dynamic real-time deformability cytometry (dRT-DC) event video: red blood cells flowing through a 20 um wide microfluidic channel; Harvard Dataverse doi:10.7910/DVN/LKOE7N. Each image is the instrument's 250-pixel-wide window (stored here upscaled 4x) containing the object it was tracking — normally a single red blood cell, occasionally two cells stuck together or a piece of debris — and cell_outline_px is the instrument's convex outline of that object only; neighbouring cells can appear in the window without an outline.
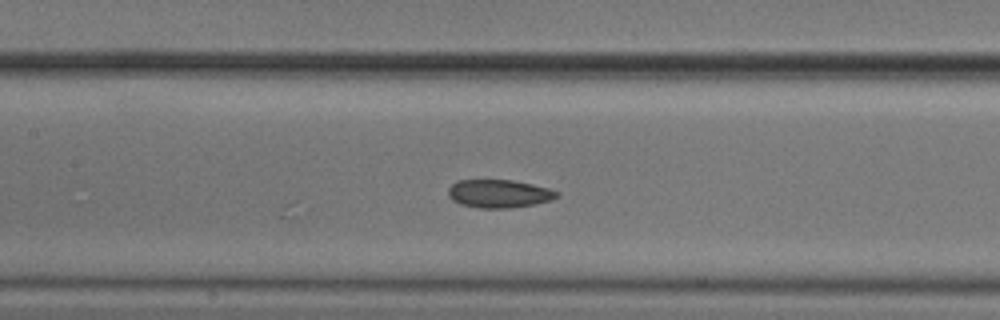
{"species": "common noctule bat (a hibernating species)", "species_latin": "Nyctalus noctula", "temperature_condition": "cold", "stored_images_in_passage": 22, "camera_frame_rate_fps": 3000, "um_per_image_px": 0.085, "animal": {"sex": "male", "body_mass_g": 20.5, "forearm_length_mm": 52.5}, "frame": {"image": 1, "passage_image": 22, "time_ms": 7.0, "image_size_px": [1000, 320], "cell_outline_px": [[560, 196], [552, 200], [536, 204], [508, 208], [480, 208], [460, 204], [452, 200], [448, 196], [448, 188], [456, 180], [512, 180], [532, 184], [548, 188], [560, 192]], "centroid_in_image_um": [42.43, 16.46], "position_along_channel_um": 165.0, "area_um2": 17.98}}